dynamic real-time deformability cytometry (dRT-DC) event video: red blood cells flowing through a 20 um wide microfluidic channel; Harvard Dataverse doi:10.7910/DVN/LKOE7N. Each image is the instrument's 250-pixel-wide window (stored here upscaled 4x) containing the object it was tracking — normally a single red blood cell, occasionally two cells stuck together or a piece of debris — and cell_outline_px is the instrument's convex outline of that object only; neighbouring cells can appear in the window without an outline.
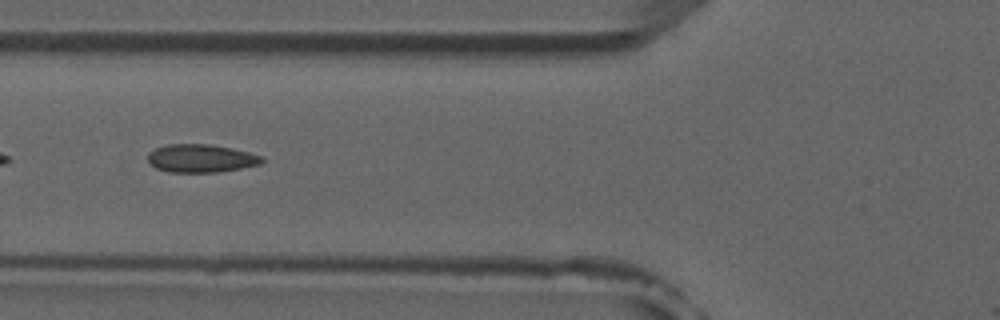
{"species": "common noctule bat (a hibernating species)", "species_latin": "Nyctalus noctula", "temperature_condition": "room temperature", "stored_images_in_passage": 6, "camera_frame_rate_fps": 3000, "um_per_image_px": 0.085, "animal": {"sex": "male", "forearm_length_mm": 52.5}, "frame": {"image": 1, "passage_image": 6, "time_ms": 6.0, "image_size_px": [1000, 320], "cell_outline_px": [[264, 160], [260, 164], [220, 172], [168, 172], [156, 168], [148, 160], [148, 152], [156, 148], [168, 144], [208, 144], [232, 148], [248, 152], [260, 156]], "centroid_in_image_um": [17.06, 13.46], "position_along_channel_um": 108.7, "area_um2": 18.55}}